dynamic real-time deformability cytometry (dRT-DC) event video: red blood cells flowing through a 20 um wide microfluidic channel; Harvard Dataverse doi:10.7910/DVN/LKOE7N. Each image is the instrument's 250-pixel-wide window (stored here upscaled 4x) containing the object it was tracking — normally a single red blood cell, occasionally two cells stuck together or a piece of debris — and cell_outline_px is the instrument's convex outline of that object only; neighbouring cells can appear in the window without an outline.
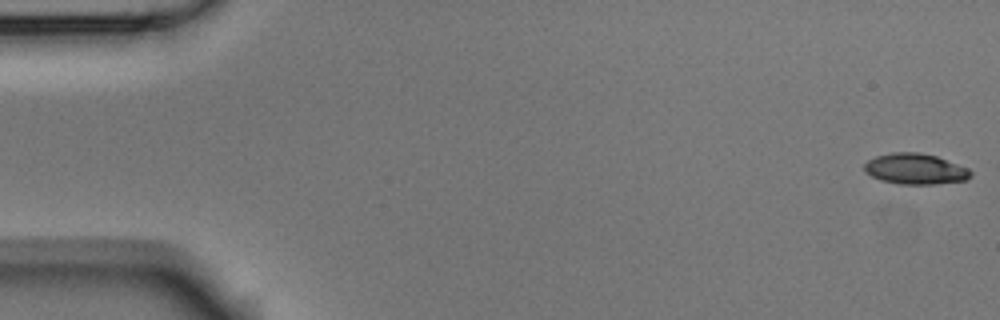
{"species": "Egyptian fruit bat (a non-hibernating species)", "species_latin": "Rousettus aegyptiacus", "temperature_condition": "room temperature", "stored_images_in_passage": 5, "camera_frame_rate_fps": 3000, "um_per_image_px": 0.085, "animal": {"sex": "male"}, "frame": {"image": 1, "passage_image": 1, "time_ms": 0.0, "image_size_px": [1000, 320], "cell_outline_px": [[972, 176], [968, 180], [932, 184], [900, 184], [880, 180], [864, 172], [864, 164], [868, 160], [876, 156], [892, 152], [920, 152], [936, 156], [968, 168], [972, 172]], "centroid_in_image_um": [77.8, 14.36], "position_along_channel_um": 7.2, "area_um2": 19.13}}
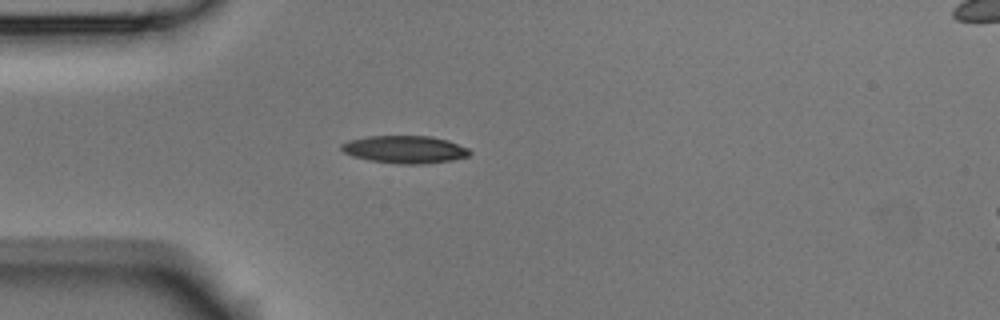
{"frame": {"image": 2, "passage_image": 5, "time_ms": 1.333, "image_size_px": [1000, 320], "cell_outline_px": [[472, 152], [468, 156], [452, 160], [424, 164], [400, 164], [368, 160], [352, 156], [344, 152], [340, 148], [340, 144], [348, 140], [368, 136], [432, 136], [448, 140], [468, 148]], "centroid_in_image_um": [34.4, 12.7], "position_along_channel_um": 50.6, "area_um2": 20.75}}